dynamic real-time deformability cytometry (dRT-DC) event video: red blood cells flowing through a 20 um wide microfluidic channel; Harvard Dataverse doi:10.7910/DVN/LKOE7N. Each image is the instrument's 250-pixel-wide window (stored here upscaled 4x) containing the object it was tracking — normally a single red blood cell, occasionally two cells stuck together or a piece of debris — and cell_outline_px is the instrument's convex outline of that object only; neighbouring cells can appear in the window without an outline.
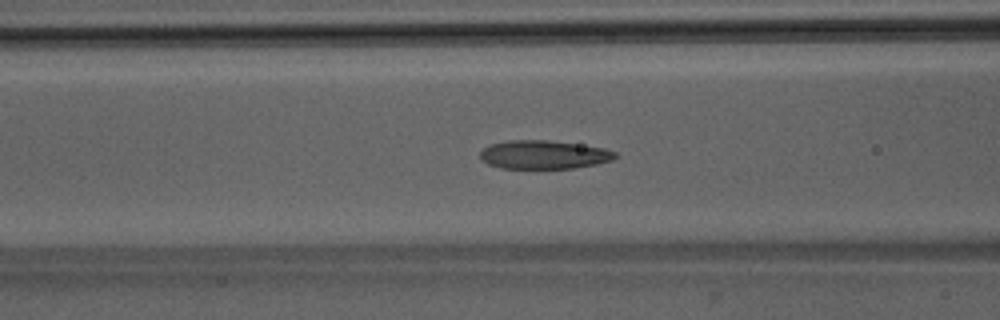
{"species": "Egyptian fruit bat (a non-hibernating species)", "species_latin": "Rousettus aegyptiacus", "temperature_condition": "room temperature", "stored_images_in_passage": 53, "camera_frame_rate_fps": 3000, "um_per_image_px": 0.085, "animal": {"sex": "male"}, "frame": {"image": 1, "passage_image": 21, "time_ms": 6.667, "image_size_px": [1000, 320], "cell_outline_px": [[620, 156], [612, 160], [596, 164], [572, 168], [500, 168], [488, 164], [480, 160], [480, 152], [484, 148], [492, 144], [508, 140], [548, 140], [604, 148], [616, 152]], "centroid_in_image_um": [46.22, 13.15], "position_along_channel_um": 120.4, "area_um2": 22.43}}
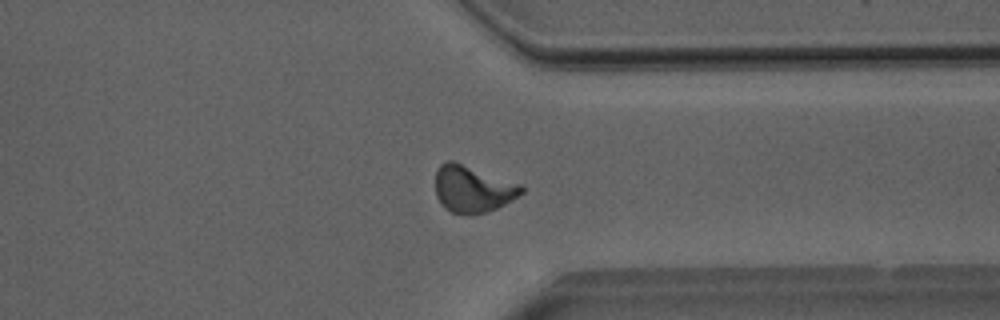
{"frame": {"image": 2, "passage_image": 40, "time_ms": 13.0, "image_size_px": [1000, 320], "cell_outline_px": [[524, 192], [504, 204], [488, 212], [472, 216], [452, 212], [444, 208], [440, 204], [436, 196], [436, 172], [440, 164], [448, 160], [452, 160], [520, 184], [524, 188]], "centroid_in_image_um": [40.15, 16.08], "position_along_channel_um": 371.3, "area_um2": 23.47}}
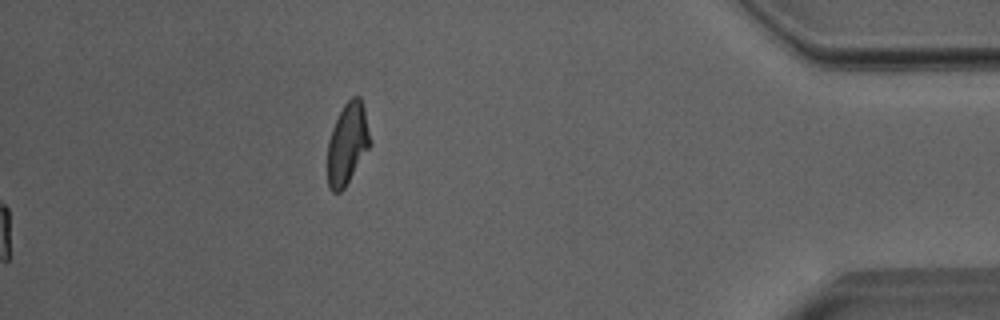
{"frame": {"image": 3, "passage_image": 53, "time_ms": 17.333, "image_size_px": [1000, 320], "cell_outline_px": [[372, 144], [344, 188], [340, 192], [332, 192], [328, 188], [328, 140], [332, 128], [344, 104], [352, 96], [360, 96], [364, 108], [372, 140]], "centroid_in_image_um": [29.55, 12.21], "position_along_channel_um": 405.7, "area_um2": 20.29}, "authors_computed_cell_mechanics": {"area_um2": 22.7154, "velocity_mm_per_s": 3.982, "shape_relaxation_time_tau1_ms": 8.1373, "shape_relaxation_time_tau2_ms": 1.6504, "deformation_change_tau1": 0.2208, "deformation_change_tau2": 0.0965}}